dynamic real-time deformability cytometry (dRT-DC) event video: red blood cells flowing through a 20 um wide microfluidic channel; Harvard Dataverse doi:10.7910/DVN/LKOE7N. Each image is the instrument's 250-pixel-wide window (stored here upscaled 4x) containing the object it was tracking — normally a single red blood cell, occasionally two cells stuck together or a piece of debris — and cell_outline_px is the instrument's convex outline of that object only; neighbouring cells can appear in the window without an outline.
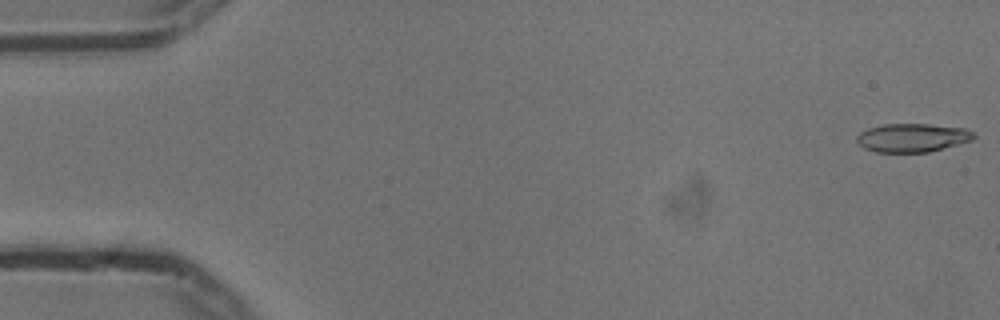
{"species": "common noctule bat (a hibernating species)", "species_latin": "Nyctalus noctula", "temperature_condition": "cold", "stored_images_in_passage": 55, "camera_frame_rate_fps": 3000, "um_per_image_px": 0.085, "animal": {"sex": "male", "body_mass_g": 13.3}, "frame": {"image": 1, "passage_image": 1, "time_ms": 0.0, "image_size_px": [1000, 320], "cell_outline_px": [[976, 136], [972, 140], [928, 152], [876, 152], [864, 148], [856, 140], [856, 136], [860, 132], [868, 128], [884, 124], [928, 124], [964, 128], [972, 132]], "centroid_in_image_um": [77.52, 11.7], "position_along_channel_um": 7.5, "area_um2": 19.31}}
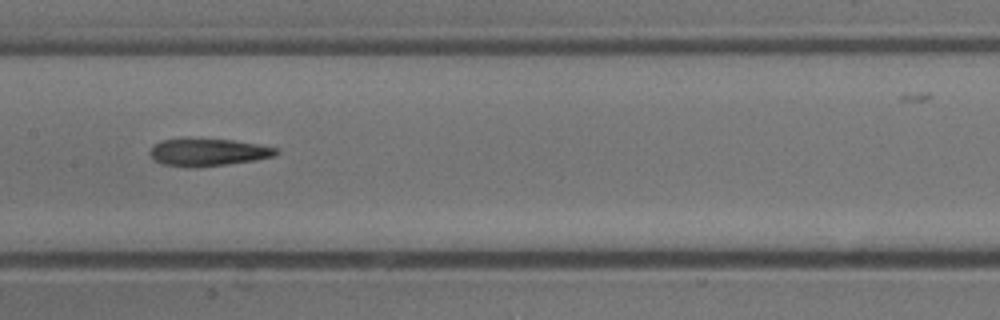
{"frame": {"image": 2, "passage_image": 27, "time_ms": 8.667, "image_size_px": [1000, 320], "cell_outline_px": [[280, 152], [272, 156], [256, 160], [224, 164], [164, 164], [156, 160], [148, 152], [160, 140], [188, 136], [232, 140], [260, 144], [280, 148]], "centroid_in_image_um": [17.74, 12.84], "position_along_channel_um": 189.7, "area_um2": 19.83}}
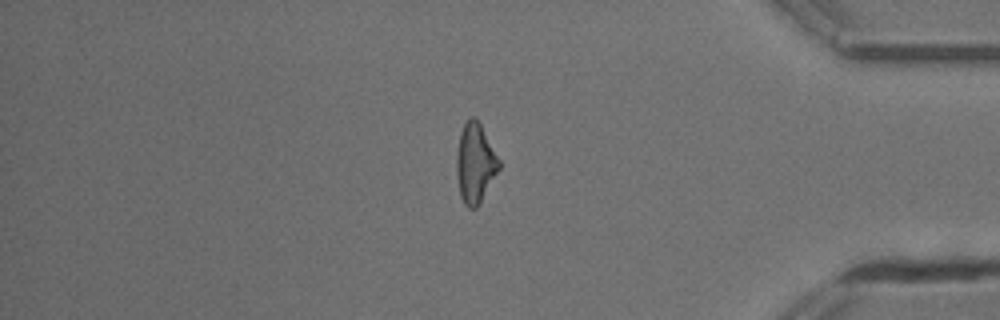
{"frame": {"image": 3, "passage_image": 46, "time_ms": 15.0, "image_size_px": [1000, 320], "cell_outline_px": [[500, 168], [476, 208], [468, 208], [464, 204], [460, 196], [456, 176], [456, 156], [460, 132], [468, 116], [476, 116], [500, 160]], "centroid_in_image_um": [40.37, 13.84], "position_along_channel_um": 394.8, "area_um2": 19.77}, "authors_computed_cell_mechanics": {"area_um2": 20.1722, "velocity_mm_per_s": 3.7359, "shape_relaxation_time_tau1_ms": 6.1302, "shape_relaxation_time_tau2_ms": 5.9708, "deformation_change_tau1": 0.1763, "deformation_change_tau2": 0.1874}}